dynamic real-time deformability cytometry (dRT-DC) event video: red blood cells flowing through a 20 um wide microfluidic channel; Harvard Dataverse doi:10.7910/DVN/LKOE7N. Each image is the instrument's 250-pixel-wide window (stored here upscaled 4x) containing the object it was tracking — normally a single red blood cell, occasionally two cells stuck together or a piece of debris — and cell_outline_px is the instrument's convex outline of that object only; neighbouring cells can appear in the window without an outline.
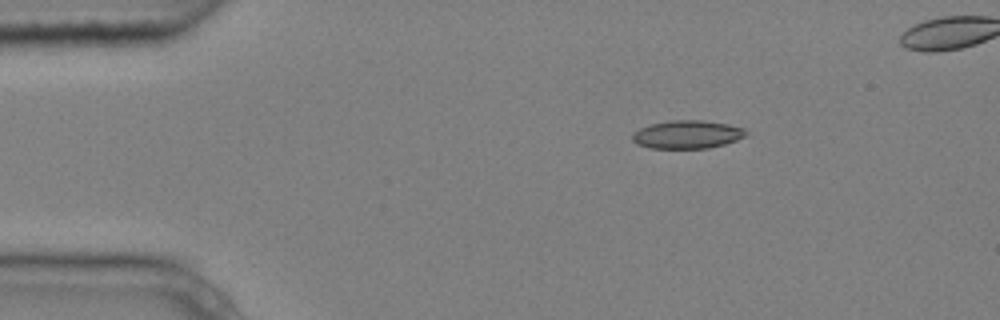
{"species": "common noctule bat (a hibernating species)", "species_latin": "Nyctalus noctula", "temperature_condition": "cold", "stored_images_in_passage": 4, "camera_frame_rate_fps": 3000, "um_per_image_px": 0.085, "animal": {"sex": "male", "body_mass_g": 20.4}, "frame": {"image": 1, "passage_image": 1, "time_ms": 0.0, "image_size_px": [1000, 320], "cell_outline_px": [[748, 136], [724, 144], [708, 148], [648, 148], [636, 144], [632, 140], [632, 132], [640, 128], [652, 124], [668, 120], [700, 120], [728, 124], [744, 128], [748, 132]], "centroid_in_image_um": [58.41, 11.43], "position_along_channel_um": 26.6, "area_um2": 18.79}}